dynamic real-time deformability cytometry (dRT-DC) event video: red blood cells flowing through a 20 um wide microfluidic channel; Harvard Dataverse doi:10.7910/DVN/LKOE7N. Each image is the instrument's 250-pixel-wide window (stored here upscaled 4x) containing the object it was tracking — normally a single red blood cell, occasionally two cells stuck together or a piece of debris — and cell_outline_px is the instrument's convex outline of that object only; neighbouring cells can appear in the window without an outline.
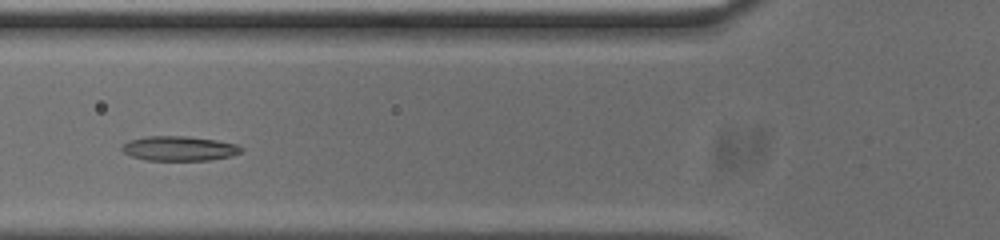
{"species": "common noctule bat (a hibernating species)", "species_latin": "Nyctalus noctula", "temperature_condition": "cold", "stored_images_in_passage": 49, "camera_frame_rate_fps": 3000, "um_per_image_px": 0.085, "animal": {"sex": "male", "body_mass_g": 20.0, "forearm_length_mm": 53.3}, "frame": {"image": 1, "passage_image": 14, "time_ms": 4.333, "image_size_px": [1000, 240], "cell_outline_px": [[244, 148], [240, 152], [232, 156], [208, 160], [148, 160], [132, 156], [124, 152], [120, 148], [128, 140], [148, 136], [188, 136], [216, 140], [240, 144]], "centroid_in_image_um": [15.27, 12.61], "position_along_channel_um": 110.5, "area_um2": 17.17}}
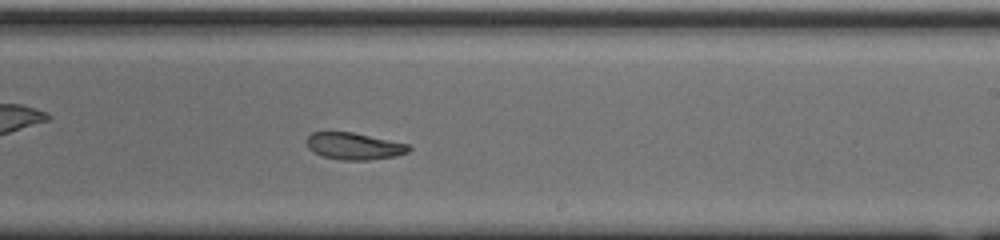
{"frame": {"image": 2, "passage_image": 26, "time_ms": 8.333, "image_size_px": [1000, 240], "cell_outline_px": [[412, 148], [408, 152], [396, 156], [368, 160], [340, 160], [320, 156], [312, 152], [308, 148], [308, 136], [312, 132], [352, 132], [408, 144]], "centroid_in_image_um": [30.09, 12.43], "position_along_channel_um": 258.9, "area_um2": 16.01}}
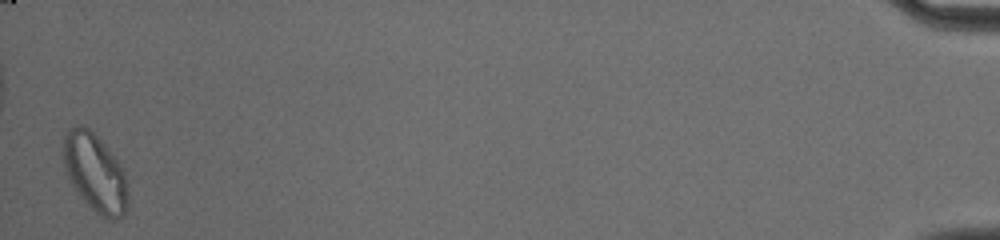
{"frame": {"image": 3, "passage_image": 48, "time_ms": 15.667, "image_size_px": [1000, 240], "cell_outline_px": [[128, 208], [120, 220], [112, 220], [96, 212], [80, 196], [72, 184], [68, 176], [60, 156], [64, 136], [72, 128], [88, 128], [100, 140], [116, 160], [124, 172], [128, 196]], "centroid_in_image_um": [8.07, 14.73], "position_along_channel_um": 427.1, "area_um2": 28.9}, "authors_computed_cell_mechanics": {"area_um2": 17.3978, "velocity_mm_per_s": 3.7244, "shape_relaxation_time_tau1_ms": null, "shape_relaxation_time_tau2_ms": 3.4194, "deformation_change_tau1": null, "deformation_change_tau2": 0.0811}}